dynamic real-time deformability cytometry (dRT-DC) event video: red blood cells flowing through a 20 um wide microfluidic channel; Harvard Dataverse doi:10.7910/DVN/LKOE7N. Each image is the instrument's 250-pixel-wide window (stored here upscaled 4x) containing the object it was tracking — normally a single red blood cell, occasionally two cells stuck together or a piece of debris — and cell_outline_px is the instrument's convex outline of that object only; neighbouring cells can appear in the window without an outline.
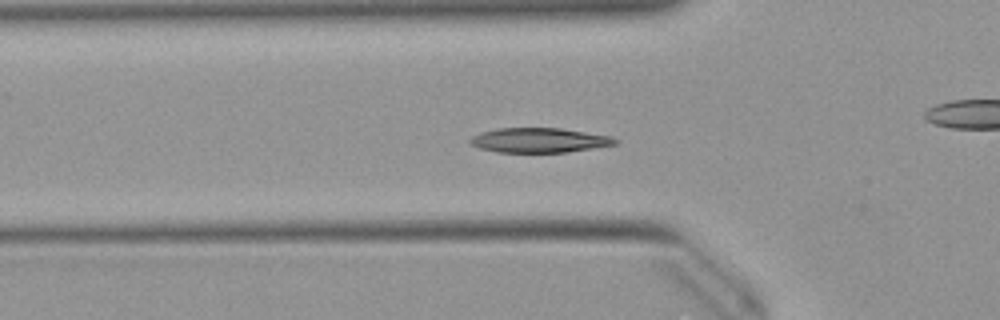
{"species": "Egyptian fruit bat (a non-hibernating species)", "species_latin": "Rousettus aegyptiacus", "temperature_condition": "warm", "stored_images_in_passage": 41, "camera_frame_rate_fps": 3000, "um_per_image_px": 0.085, "animal": {"sex": "female"}, "frame": {"image": 1, "passage_image": 6, "time_ms": 1.667, "image_size_px": [1000, 320], "cell_outline_px": [[620, 140], [616, 144], [568, 152], [496, 152], [480, 148], [468, 144], [468, 140], [472, 136], [480, 132], [496, 128], [560, 128], [612, 136]], "centroid_in_image_um": [45.8, 11.91], "position_along_channel_um": 80.0, "area_um2": 20.98}}
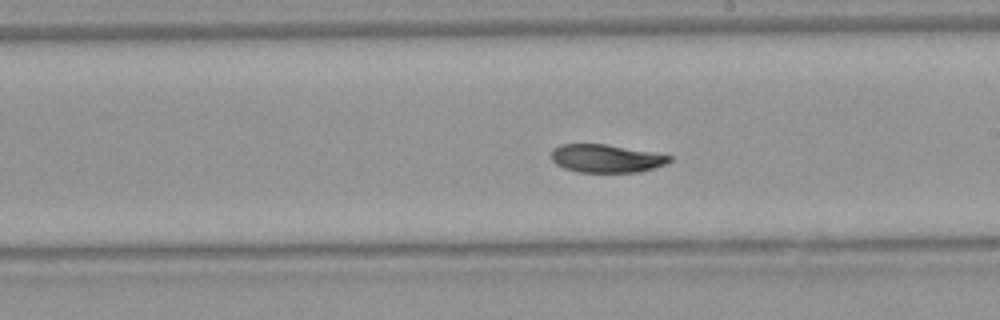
{"frame": {"image": 2, "passage_image": 18, "time_ms": 5.667, "image_size_px": [1000, 320], "cell_outline_px": [[672, 160], [664, 164], [640, 172], [580, 172], [564, 168], [556, 164], [552, 160], [552, 148], [560, 144], [604, 144], [652, 152], [672, 156]], "centroid_in_image_um": [51.5, 13.46], "position_along_channel_um": 237.5, "area_um2": 19.19}}
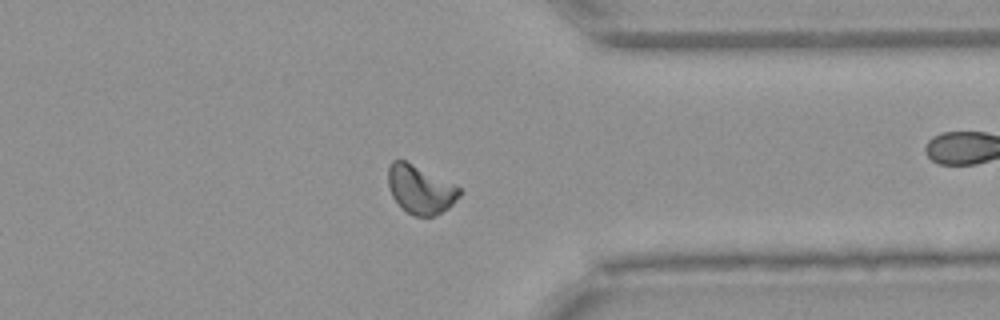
{"frame": {"image": 3, "passage_image": 29, "time_ms": 9.333, "image_size_px": [1000, 320], "cell_outline_px": [[460, 196], [448, 208], [436, 216], [416, 216], [408, 212], [392, 196], [388, 184], [388, 168], [392, 160], [404, 160], [456, 184], [460, 188]], "centroid_in_image_um": [35.75, 16.1], "position_along_channel_um": 375.7, "area_um2": 19.94}, "authors_computed_cell_mechanics": {"area_um2": 20.3456, "velocity_mm_per_s": 3.9485, "shape_relaxation_time_tau1_ms": 3.5301, "shape_relaxation_time_tau2_ms": 6.2802, "deformation_change_tau1": 0.1282, "deformation_change_tau2": 0.0877}}